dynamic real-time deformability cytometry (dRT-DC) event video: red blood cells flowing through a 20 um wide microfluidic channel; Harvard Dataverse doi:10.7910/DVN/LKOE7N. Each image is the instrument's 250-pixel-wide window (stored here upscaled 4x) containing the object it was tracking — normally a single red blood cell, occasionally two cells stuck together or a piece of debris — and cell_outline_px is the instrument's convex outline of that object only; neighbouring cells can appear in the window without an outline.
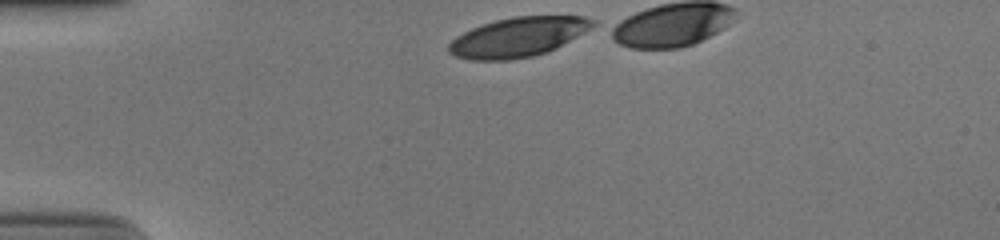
{"species": "human", "species_latin": "Homo sapiens", "temperature_condition": "cold", "stored_images_in_passage": 16, "camera_frame_rate_fps": 3000, "um_per_image_px": 0.085, "donor": {"sex": "male"}, "frame": {"image": 1, "passage_image": 1, "time_ms": 0.0, "image_size_px": [1000, 240], "cell_outline_px": [[596, 24], [568, 40], [544, 52], [532, 56], [508, 60], [472, 60], [456, 56], [448, 52], [448, 44], [456, 36], [472, 28], [496, 20], [512, 16], [584, 16], [596, 20]], "centroid_in_image_um": [43.97, 3.14], "position_along_channel_um": 41.0, "area_um2": 32.48}}
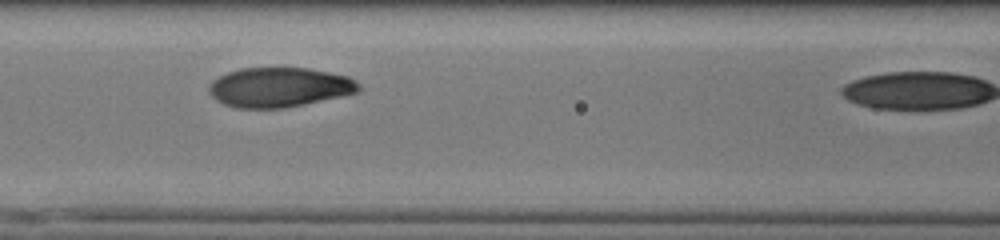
{"frame": {"image": 2, "passage_image": 12, "time_ms": 3.667, "image_size_px": [1000, 240], "cell_outline_px": [[360, 88], [356, 92], [340, 96], [284, 108], [236, 108], [224, 104], [216, 100], [208, 92], [208, 88], [212, 80], [228, 72], [240, 68], [308, 68], [348, 76], [360, 84]], "centroid_in_image_um": [23.7, 7.41], "position_along_channel_um": 142.9, "area_um2": 34.39}}